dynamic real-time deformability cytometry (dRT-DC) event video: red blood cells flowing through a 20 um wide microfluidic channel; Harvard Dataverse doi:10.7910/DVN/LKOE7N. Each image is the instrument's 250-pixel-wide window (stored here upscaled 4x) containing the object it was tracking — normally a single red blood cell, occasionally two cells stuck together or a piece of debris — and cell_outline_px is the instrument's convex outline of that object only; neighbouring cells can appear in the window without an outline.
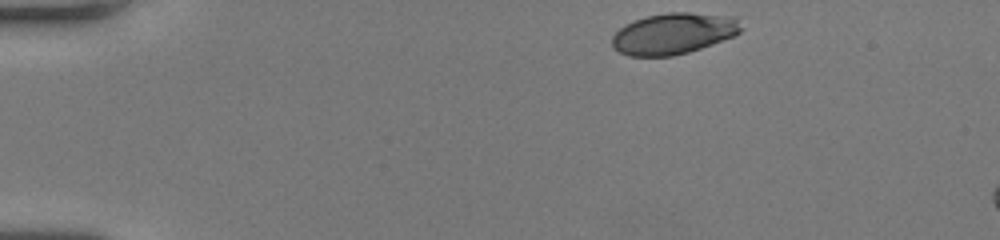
{"species": "human", "species_latin": "Homo sapiens", "temperature_condition": "room temperature", "stored_images_in_passage": 10, "camera_frame_rate_fps": 3000, "um_per_image_px": 0.085, "donor": {"sex": "female"}, "frame": {"image": 1, "passage_image": 1, "time_ms": 0.0, "image_size_px": [1000, 240], "cell_outline_px": [[744, 28], [740, 32], [732, 36], [712, 44], [688, 52], [672, 56], [628, 56], [612, 48], [612, 36], [624, 24], [648, 16], [668, 12], [688, 12], [736, 16]], "centroid_in_image_um": [57.26, 2.84], "position_along_channel_um": 27.7, "area_um2": 31.04}}